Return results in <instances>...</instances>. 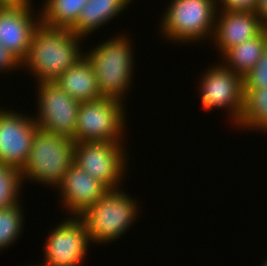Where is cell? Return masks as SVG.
Listing matches in <instances>:
<instances>
[{
	"label": "cell",
	"mask_w": 267,
	"mask_h": 266,
	"mask_svg": "<svg viewBox=\"0 0 267 266\" xmlns=\"http://www.w3.org/2000/svg\"><path fill=\"white\" fill-rule=\"evenodd\" d=\"M23 183L21 170L0 163V209L20 201Z\"/></svg>",
	"instance_id": "44dd1931"
},
{
	"label": "cell",
	"mask_w": 267,
	"mask_h": 266,
	"mask_svg": "<svg viewBox=\"0 0 267 266\" xmlns=\"http://www.w3.org/2000/svg\"><path fill=\"white\" fill-rule=\"evenodd\" d=\"M118 33L99 42L85 52L92 63L102 98L113 99L126 104L133 85L135 53L130 35ZM127 96V97H126Z\"/></svg>",
	"instance_id": "7a4b0ae2"
},
{
	"label": "cell",
	"mask_w": 267,
	"mask_h": 266,
	"mask_svg": "<svg viewBox=\"0 0 267 266\" xmlns=\"http://www.w3.org/2000/svg\"><path fill=\"white\" fill-rule=\"evenodd\" d=\"M55 82L65 93L80 102L102 98L94 67L86 56L63 72Z\"/></svg>",
	"instance_id": "9a60e30c"
},
{
	"label": "cell",
	"mask_w": 267,
	"mask_h": 266,
	"mask_svg": "<svg viewBox=\"0 0 267 266\" xmlns=\"http://www.w3.org/2000/svg\"><path fill=\"white\" fill-rule=\"evenodd\" d=\"M124 191L122 188L108 190L79 216L92 244L106 245L118 240L135 224L137 216L141 215L138 206L141 202Z\"/></svg>",
	"instance_id": "3957f363"
},
{
	"label": "cell",
	"mask_w": 267,
	"mask_h": 266,
	"mask_svg": "<svg viewBox=\"0 0 267 266\" xmlns=\"http://www.w3.org/2000/svg\"><path fill=\"white\" fill-rule=\"evenodd\" d=\"M168 2L164 14L161 15V21L158 22L160 23L158 33L163 39L180 45L204 43V40L212 39L218 0Z\"/></svg>",
	"instance_id": "277c9868"
},
{
	"label": "cell",
	"mask_w": 267,
	"mask_h": 266,
	"mask_svg": "<svg viewBox=\"0 0 267 266\" xmlns=\"http://www.w3.org/2000/svg\"><path fill=\"white\" fill-rule=\"evenodd\" d=\"M267 46V28L250 40L228 49L221 62L235 73L244 77L253 69Z\"/></svg>",
	"instance_id": "e0dca14e"
},
{
	"label": "cell",
	"mask_w": 267,
	"mask_h": 266,
	"mask_svg": "<svg viewBox=\"0 0 267 266\" xmlns=\"http://www.w3.org/2000/svg\"><path fill=\"white\" fill-rule=\"evenodd\" d=\"M126 108L122 102L108 98L81 102L74 142H125L128 131Z\"/></svg>",
	"instance_id": "8992f818"
},
{
	"label": "cell",
	"mask_w": 267,
	"mask_h": 266,
	"mask_svg": "<svg viewBox=\"0 0 267 266\" xmlns=\"http://www.w3.org/2000/svg\"><path fill=\"white\" fill-rule=\"evenodd\" d=\"M82 41L85 39L69 28H50L40 23L32 34L22 70L33 75L35 83L54 82L85 56Z\"/></svg>",
	"instance_id": "6da1fadb"
},
{
	"label": "cell",
	"mask_w": 267,
	"mask_h": 266,
	"mask_svg": "<svg viewBox=\"0 0 267 266\" xmlns=\"http://www.w3.org/2000/svg\"><path fill=\"white\" fill-rule=\"evenodd\" d=\"M74 151L73 139L38 129L28 161L21 170L23 182H35L55 190L74 163Z\"/></svg>",
	"instance_id": "5b68a950"
},
{
	"label": "cell",
	"mask_w": 267,
	"mask_h": 266,
	"mask_svg": "<svg viewBox=\"0 0 267 266\" xmlns=\"http://www.w3.org/2000/svg\"><path fill=\"white\" fill-rule=\"evenodd\" d=\"M18 112L0 106V163L22 170L39 128L33 114Z\"/></svg>",
	"instance_id": "8fae6325"
},
{
	"label": "cell",
	"mask_w": 267,
	"mask_h": 266,
	"mask_svg": "<svg viewBox=\"0 0 267 266\" xmlns=\"http://www.w3.org/2000/svg\"><path fill=\"white\" fill-rule=\"evenodd\" d=\"M265 28L255 11L218 9L212 42L208 44L214 42L221 57L228 49L254 38Z\"/></svg>",
	"instance_id": "5bb4252c"
},
{
	"label": "cell",
	"mask_w": 267,
	"mask_h": 266,
	"mask_svg": "<svg viewBox=\"0 0 267 266\" xmlns=\"http://www.w3.org/2000/svg\"><path fill=\"white\" fill-rule=\"evenodd\" d=\"M19 68L21 70L22 63L0 44V73L12 74L11 71H15V69L18 71Z\"/></svg>",
	"instance_id": "603a6c76"
},
{
	"label": "cell",
	"mask_w": 267,
	"mask_h": 266,
	"mask_svg": "<svg viewBox=\"0 0 267 266\" xmlns=\"http://www.w3.org/2000/svg\"><path fill=\"white\" fill-rule=\"evenodd\" d=\"M33 5L0 7V44L21 63L27 57L32 34L41 23L40 11Z\"/></svg>",
	"instance_id": "7c38bea8"
},
{
	"label": "cell",
	"mask_w": 267,
	"mask_h": 266,
	"mask_svg": "<svg viewBox=\"0 0 267 266\" xmlns=\"http://www.w3.org/2000/svg\"><path fill=\"white\" fill-rule=\"evenodd\" d=\"M205 68L199 85L198 95L202 109L213 112L222 109L228 114L233 129L238 123L244 107L243 77L225 66L221 61ZM230 117V118H229Z\"/></svg>",
	"instance_id": "52a82bcc"
},
{
	"label": "cell",
	"mask_w": 267,
	"mask_h": 266,
	"mask_svg": "<svg viewBox=\"0 0 267 266\" xmlns=\"http://www.w3.org/2000/svg\"><path fill=\"white\" fill-rule=\"evenodd\" d=\"M56 190L63 205L59 208H64L68 217H79L109 189L73 163Z\"/></svg>",
	"instance_id": "4fadbf2b"
},
{
	"label": "cell",
	"mask_w": 267,
	"mask_h": 266,
	"mask_svg": "<svg viewBox=\"0 0 267 266\" xmlns=\"http://www.w3.org/2000/svg\"><path fill=\"white\" fill-rule=\"evenodd\" d=\"M261 266H267V258L264 260L263 264H260Z\"/></svg>",
	"instance_id": "4316f807"
},
{
	"label": "cell",
	"mask_w": 267,
	"mask_h": 266,
	"mask_svg": "<svg viewBox=\"0 0 267 266\" xmlns=\"http://www.w3.org/2000/svg\"><path fill=\"white\" fill-rule=\"evenodd\" d=\"M88 0H44L40 11L41 24L50 28L71 29L78 21Z\"/></svg>",
	"instance_id": "d6986e66"
},
{
	"label": "cell",
	"mask_w": 267,
	"mask_h": 266,
	"mask_svg": "<svg viewBox=\"0 0 267 266\" xmlns=\"http://www.w3.org/2000/svg\"><path fill=\"white\" fill-rule=\"evenodd\" d=\"M134 0H88L71 31L83 38L92 36L98 29L122 15ZM124 10V11H123Z\"/></svg>",
	"instance_id": "2e32d148"
},
{
	"label": "cell",
	"mask_w": 267,
	"mask_h": 266,
	"mask_svg": "<svg viewBox=\"0 0 267 266\" xmlns=\"http://www.w3.org/2000/svg\"><path fill=\"white\" fill-rule=\"evenodd\" d=\"M127 142H75L74 164L109 190L120 189L128 170ZM128 157V158H127ZM123 181V182H122Z\"/></svg>",
	"instance_id": "ba28073f"
},
{
	"label": "cell",
	"mask_w": 267,
	"mask_h": 266,
	"mask_svg": "<svg viewBox=\"0 0 267 266\" xmlns=\"http://www.w3.org/2000/svg\"><path fill=\"white\" fill-rule=\"evenodd\" d=\"M236 130L267 133V88H244V107Z\"/></svg>",
	"instance_id": "ac0fdd59"
},
{
	"label": "cell",
	"mask_w": 267,
	"mask_h": 266,
	"mask_svg": "<svg viewBox=\"0 0 267 266\" xmlns=\"http://www.w3.org/2000/svg\"><path fill=\"white\" fill-rule=\"evenodd\" d=\"M33 118L38 128L74 140L78 109L81 102L65 93L56 82H38Z\"/></svg>",
	"instance_id": "9c48e42d"
},
{
	"label": "cell",
	"mask_w": 267,
	"mask_h": 266,
	"mask_svg": "<svg viewBox=\"0 0 267 266\" xmlns=\"http://www.w3.org/2000/svg\"><path fill=\"white\" fill-rule=\"evenodd\" d=\"M67 218V219H66ZM64 217L44 241L40 266H81L91 246L87 229L79 217Z\"/></svg>",
	"instance_id": "30bf717a"
},
{
	"label": "cell",
	"mask_w": 267,
	"mask_h": 266,
	"mask_svg": "<svg viewBox=\"0 0 267 266\" xmlns=\"http://www.w3.org/2000/svg\"><path fill=\"white\" fill-rule=\"evenodd\" d=\"M22 202L0 209V252L13 246L24 232L26 219Z\"/></svg>",
	"instance_id": "ffe728a7"
},
{
	"label": "cell",
	"mask_w": 267,
	"mask_h": 266,
	"mask_svg": "<svg viewBox=\"0 0 267 266\" xmlns=\"http://www.w3.org/2000/svg\"><path fill=\"white\" fill-rule=\"evenodd\" d=\"M258 0H218V9L254 11Z\"/></svg>",
	"instance_id": "cb8c5ba5"
},
{
	"label": "cell",
	"mask_w": 267,
	"mask_h": 266,
	"mask_svg": "<svg viewBox=\"0 0 267 266\" xmlns=\"http://www.w3.org/2000/svg\"><path fill=\"white\" fill-rule=\"evenodd\" d=\"M254 11L263 25L267 28V0H258Z\"/></svg>",
	"instance_id": "d4e9b609"
},
{
	"label": "cell",
	"mask_w": 267,
	"mask_h": 266,
	"mask_svg": "<svg viewBox=\"0 0 267 266\" xmlns=\"http://www.w3.org/2000/svg\"><path fill=\"white\" fill-rule=\"evenodd\" d=\"M243 88H267V46L257 65L244 75Z\"/></svg>",
	"instance_id": "7402d4cb"
},
{
	"label": "cell",
	"mask_w": 267,
	"mask_h": 266,
	"mask_svg": "<svg viewBox=\"0 0 267 266\" xmlns=\"http://www.w3.org/2000/svg\"><path fill=\"white\" fill-rule=\"evenodd\" d=\"M32 2V0H0V7H16Z\"/></svg>",
	"instance_id": "484cf974"
}]
</instances>
